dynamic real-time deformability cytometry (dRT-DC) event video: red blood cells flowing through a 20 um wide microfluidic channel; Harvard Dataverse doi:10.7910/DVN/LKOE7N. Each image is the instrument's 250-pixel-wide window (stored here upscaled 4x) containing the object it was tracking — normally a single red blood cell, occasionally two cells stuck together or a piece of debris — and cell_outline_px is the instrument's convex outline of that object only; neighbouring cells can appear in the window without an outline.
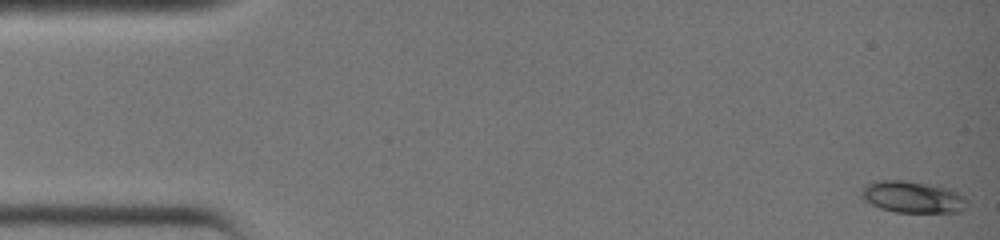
{"species": "common noctule bat (a hibernating species)", "species_latin": "Nyctalus noctula", "temperature_condition": "warm", "stored_images_in_passage": 38, "camera_frame_rate_fps": 3000, "um_per_image_px": 0.085, "animal": {"sex": "female", "body_mass_g": 19.0, "forearm_length_mm": 51.5}, "frame": {"image": 1, "passage_image": 1, "time_ms": 0.0, "image_size_px": [1000, 240], "cell_outline_px": [[968, 200], [964, 208], [960, 212], [896, 212], [880, 208], [864, 200], [860, 196], [860, 188], [864, 184], [880, 180], [904, 180], [940, 184], [964, 196]], "centroid_in_image_um": [77.55, 16.72], "position_along_channel_um": 7.4, "area_um2": 19.94}}
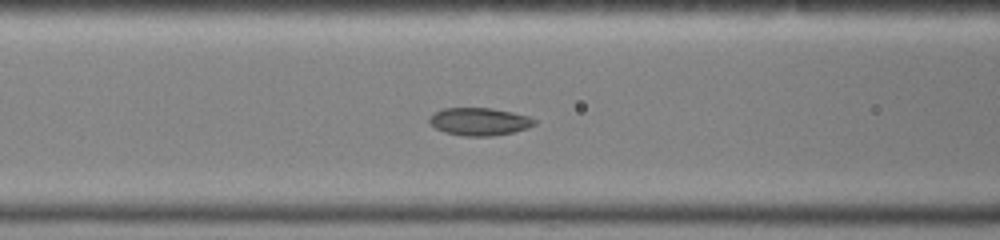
{"frame": {"image": 2, "passage_image": 16, "time_ms": 5.0, "image_size_px": [1000, 240], "cell_outline_px": [[536, 124], [528, 128], [512, 132], [492, 136], [464, 136], [444, 132], [436, 128], [428, 120], [428, 116], [444, 108], [492, 108], [512, 112], [528, 116], [536, 120]], "centroid_in_image_um": [40.75, 10.33], "position_along_channel_um": 125.9, "area_um2": 16.94}}
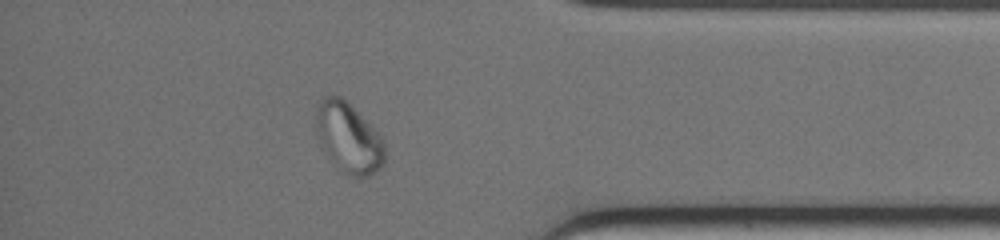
{"frame": {"image": 3, "passage_image": 33, "time_ms": 10.667, "image_size_px": [1000, 240], "cell_outline_px": [[384, 164], [376, 172], [368, 176], [348, 176], [336, 168], [328, 156], [316, 136], [316, 104], [328, 92], [340, 96], [384, 140]], "centroid_in_image_um": [29.58, 11.72], "position_along_channel_um": 405.6, "area_um2": 27.98}}